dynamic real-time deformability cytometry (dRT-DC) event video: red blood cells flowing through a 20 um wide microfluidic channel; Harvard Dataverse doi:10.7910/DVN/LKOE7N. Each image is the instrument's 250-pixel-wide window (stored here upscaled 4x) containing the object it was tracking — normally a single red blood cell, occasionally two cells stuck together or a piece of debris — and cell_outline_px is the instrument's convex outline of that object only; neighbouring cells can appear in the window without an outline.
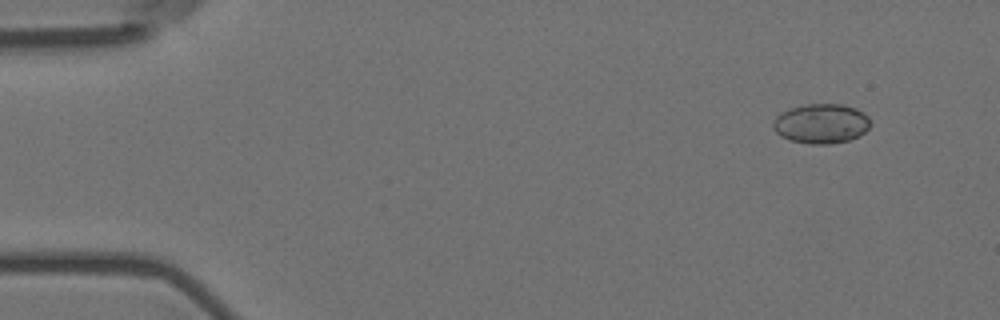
{"species": "Egyptian fruit bat (a non-hibernating species)", "species_latin": "Rousettus aegyptiacus", "temperature_condition": "room temperature", "stored_images_in_passage": 7, "camera_frame_rate_fps": 3000, "um_per_image_px": 0.085, "animal": {"sex": "female"}, "frame": {"image": 1, "passage_image": 2, "time_ms": 0.333, "image_size_px": [1000, 320], "cell_outline_px": [[872, 124], [864, 132], [848, 140], [828, 144], [812, 144], [788, 140], [780, 136], [772, 128], [772, 124], [776, 116], [780, 112], [788, 108], [804, 104], [844, 104], [856, 108], [864, 112], [868, 116]], "centroid_in_image_um": [69.78, 10.49], "position_along_channel_um": 15.2, "area_um2": 22.77}}
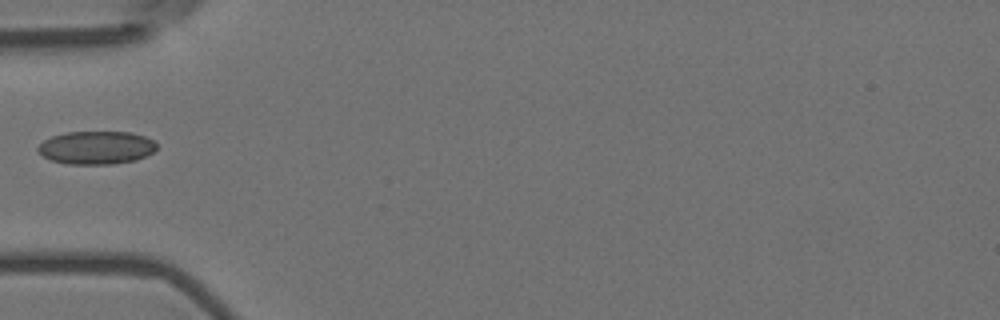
{"frame": {"image": 2, "passage_image": 6, "time_ms": 1.667, "image_size_px": [1000, 320], "cell_outline_px": [[156, 148], [152, 152], [136, 160], [112, 164], [68, 164], [52, 160], [44, 156], [36, 148], [44, 140], [52, 136], [64, 132], [132, 132], [144, 136], [152, 140], [156, 144]], "centroid_in_image_um": [8.18, 12.54], "position_along_channel_um": 76.8, "area_um2": 22.77}}
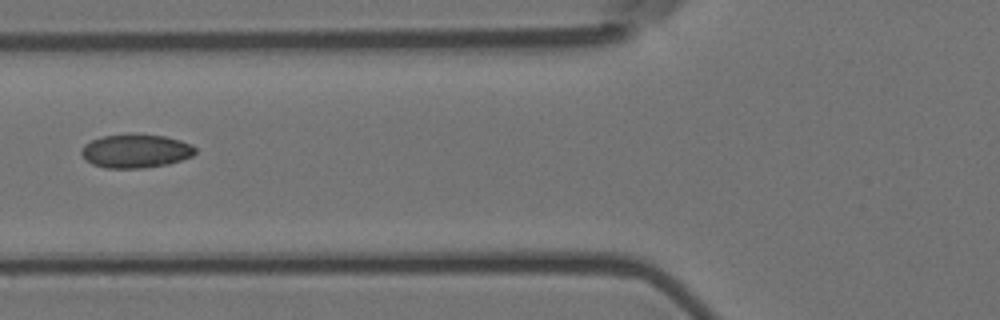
{"frame": {"image": 3, "passage_image": 7, "time_ms": 2.0, "image_size_px": [1000, 320], "cell_outline_px": [[196, 152], [192, 156], [168, 164], [144, 168], [104, 168], [92, 164], [84, 160], [80, 152], [80, 148], [84, 144], [92, 140], [104, 136], [128, 132], [132, 132], [164, 136], [180, 140], [192, 144], [196, 148]], "centroid_in_image_um": [11.5, 12.82], "position_along_channel_um": 114.3, "area_um2": 22.89}}